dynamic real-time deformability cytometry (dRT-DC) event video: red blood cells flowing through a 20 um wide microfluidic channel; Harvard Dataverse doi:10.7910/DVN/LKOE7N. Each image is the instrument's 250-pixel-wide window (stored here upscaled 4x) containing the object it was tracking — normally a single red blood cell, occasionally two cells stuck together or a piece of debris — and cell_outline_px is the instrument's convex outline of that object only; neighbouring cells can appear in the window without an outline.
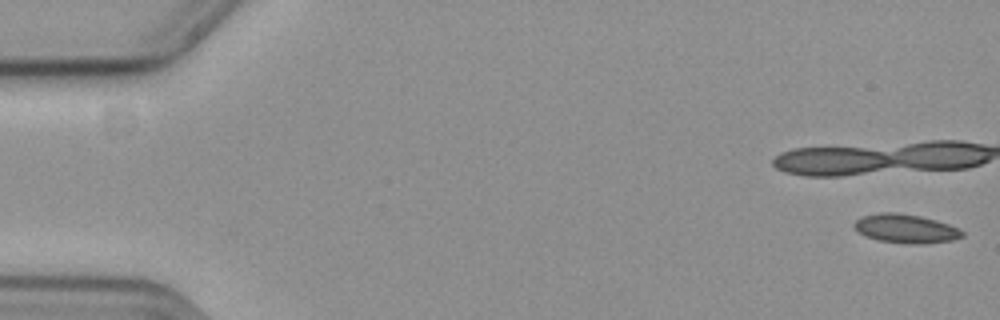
{"species": "common noctule bat (a hibernating species)", "species_latin": "Nyctalus noctula", "temperature_condition": "cold", "stored_images_in_passage": 9, "camera_frame_rate_fps": 3000, "um_per_image_px": 0.085, "animal": {"sex": "female", "body_mass_g": 19.3, "forearm_length_mm": 54.1}, "frame": {"image": 1, "passage_image": 1, "time_ms": 0.0, "image_size_px": [1000, 320], "cell_outline_px": [[964, 236], [952, 240], [924, 244], [904, 244], [880, 240], [864, 236], [856, 232], [852, 224], [856, 220], [864, 216], [880, 212], [896, 212], [920, 216], [936, 220], [948, 224], [964, 232]], "centroid_in_image_um": [76.95, 19.44], "position_along_channel_um": 8.0, "area_um2": 18.26}}